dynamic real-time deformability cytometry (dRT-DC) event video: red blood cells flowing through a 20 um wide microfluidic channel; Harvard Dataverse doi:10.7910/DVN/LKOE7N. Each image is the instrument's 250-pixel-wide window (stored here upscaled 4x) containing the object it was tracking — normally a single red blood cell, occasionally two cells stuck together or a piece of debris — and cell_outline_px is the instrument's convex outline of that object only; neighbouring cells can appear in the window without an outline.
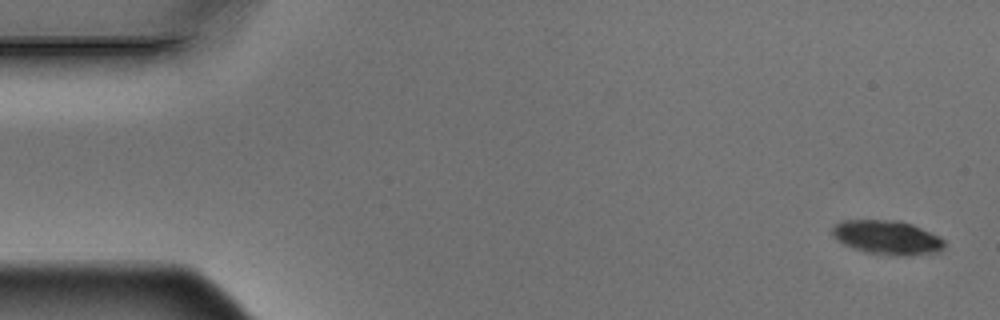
{"species": "Egyptian fruit bat (a non-hibernating species)", "species_latin": "Rousettus aegyptiacus", "temperature_condition": "warm", "stored_images_in_passage": 6, "segment_of_instrument_passage": [1, 2], "camera_frame_rate_fps": 3000, "um_per_image_px": 0.085, "animal": {"sex": "male"}, "frame": {"image": 1, "passage_image": 1, "time_ms": 0.0, "image_size_px": [1000, 320], "cell_outline_px": [[944, 248], [940, 252], [912, 256], [892, 256], [864, 252], [852, 248], [836, 240], [832, 236], [832, 228], [840, 220], [900, 220], [912, 224], [940, 236], [944, 240]], "centroid_in_image_um": [75.42, 20.2], "position_along_channel_um": 9.6, "area_um2": 22.77}}
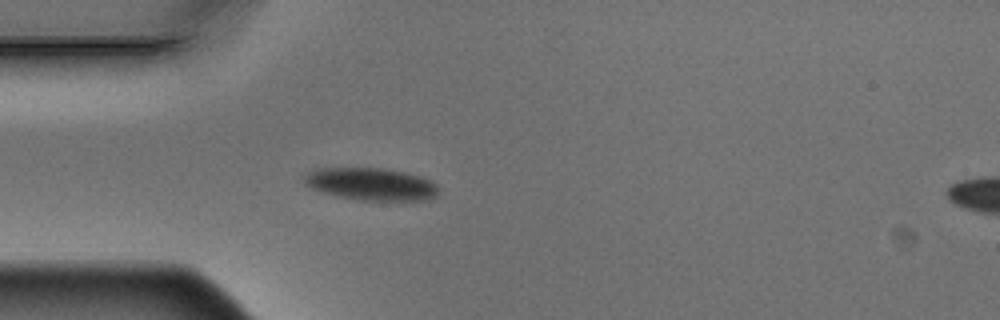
{"frame": {"image": 2, "passage_image": 5, "time_ms": 1.333, "image_size_px": [1000, 320], "cell_outline_px": [[440, 192], [436, 196], [428, 200], [360, 200], [320, 192], [304, 184], [304, 176], [308, 172], [320, 168], [384, 168], [404, 172], [420, 176], [432, 180], [436, 184]], "centroid_in_image_um": [31.57, 15.65], "position_along_channel_um": 53.4, "area_um2": 25.43}}